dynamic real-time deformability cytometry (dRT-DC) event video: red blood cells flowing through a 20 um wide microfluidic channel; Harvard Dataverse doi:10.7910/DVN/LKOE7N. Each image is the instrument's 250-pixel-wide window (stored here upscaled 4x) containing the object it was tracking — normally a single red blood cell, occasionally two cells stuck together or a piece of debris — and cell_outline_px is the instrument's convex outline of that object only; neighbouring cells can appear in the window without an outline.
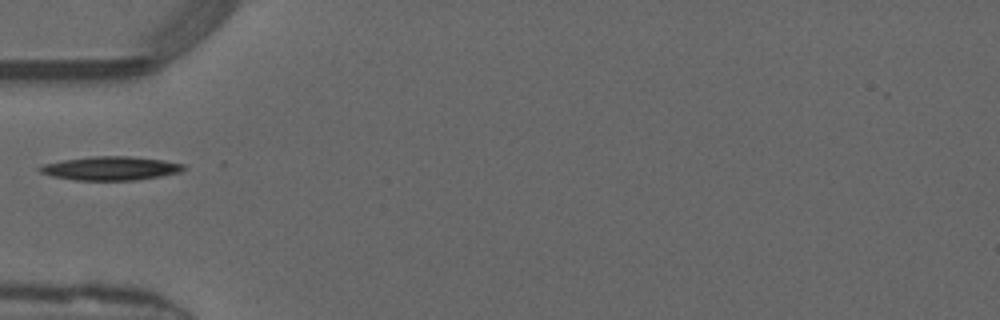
{"species": "common noctule bat (a hibernating species)", "species_latin": "Nyctalus noctula", "temperature_condition": "warm", "stored_images_in_passage": 34, "camera_frame_rate_fps": 3000, "um_per_image_px": 0.085, "animal": {"sex": "male", "forearm_length_mm": 52.5}, "frame": {"image": 1, "passage_image": 1, "time_ms": 0.0, "image_size_px": [1000, 320], "cell_outline_px": [[184, 168], [180, 172], [160, 176], [136, 180], [76, 180], [52, 176], [40, 172], [36, 168], [44, 164], [64, 160], [92, 156], [128, 156], [164, 160], [184, 164]], "centroid_in_image_um": [9.39, 14.3], "position_along_channel_um": 75.6, "area_um2": 19.77}}
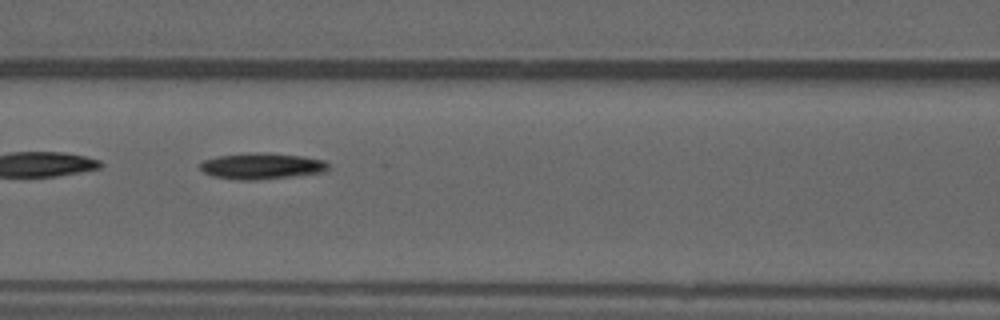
{"frame": {"image": 2, "passage_image": 6, "time_ms": 1.667, "image_size_px": [1000, 320], "cell_outline_px": [[332, 168], [324, 172], [292, 176], [256, 180], [240, 180], [212, 176], [204, 172], [200, 168], [200, 164], [204, 160], [216, 156], [248, 152], [260, 152], [304, 156], [324, 160]], "centroid_in_image_um": [22.26, 14.1], "position_along_channel_um": 144.3, "area_um2": 19.71}}